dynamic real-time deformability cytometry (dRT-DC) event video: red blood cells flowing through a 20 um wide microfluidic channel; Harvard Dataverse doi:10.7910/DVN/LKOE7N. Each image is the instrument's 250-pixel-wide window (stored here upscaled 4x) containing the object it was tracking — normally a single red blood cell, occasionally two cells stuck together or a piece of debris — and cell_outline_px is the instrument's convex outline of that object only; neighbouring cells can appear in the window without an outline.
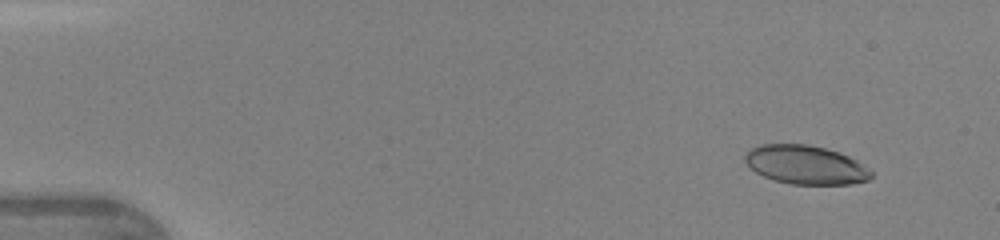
{"species": "human", "species_latin": "Homo sapiens", "temperature_condition": "warm", "stored_images_in_passage": 48, "camera_frame_rate_fps": 3000, "um_per_image_px": 0.085, "donor": {"sex": "female"}, "frame": {"image": 1, "passage_image": 5, "time_ms": 1.333, "image_size_px": [1000, 240], "cell_outline_px": [[872, 176], [868, 180], [852, 184], [792, 184], [776, 180], [764, 176], [756, 172], [744, 160], [744, 156], [752, 148], [760, 144], [804, 144], [824, 148], [848, 156], [856, 160], [872, 172]], "centroid_in_image_um": [68.47, 14.01], "position_along_channel_um": 16.5, "area_um2": 28.09}}
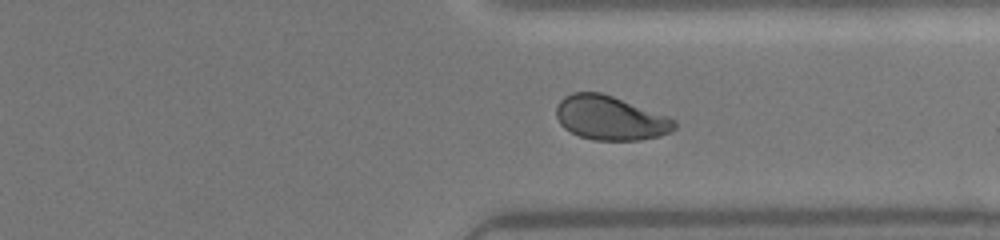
{"frame": {"image": 2, "passage_image": 37, "time_ms": 12.0, "image_size_px": [1000, 240], "cell_outline_px": [[676, 128], [672, 132], [660, 136], [640, 140], [592, 140], [580, 136], [564, 128], [560, 124], [556, 116], [556, 104], [564, 96], [572, 92], [600, 92], [612, 96], [668, 116], [676, 120]], "centroid_in_image_um": [51.87, 10.03], "position_along_channel_um": 359.5, "area_um2": 30.52}}
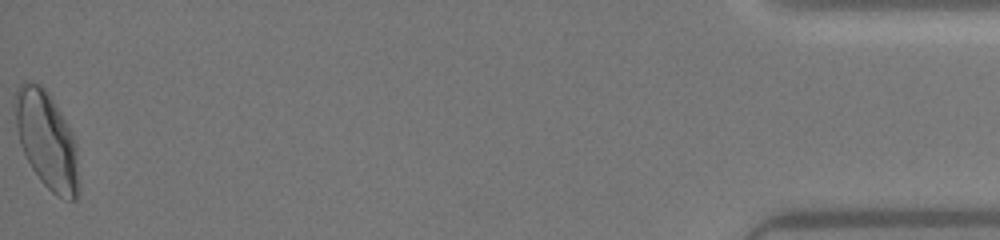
{"frame": {"image": 3, "passage_image": 48, "time_ms": 15.667, "image_size_px": [1000, 240], "cell_outline_px": [[80, 184], [76, 200], [68, 200], [56, 196], [40, 180], [32, 168], [20, 144], [16, 128], [12, 104], [16, 88], [24, 80], [28, 80], [40, 84], [48, 92], [72, 132], [76, 144]], "centroid_in_image_um": [3.96, 11.89], "position_along_channel_um": 431.2, "area_um2": 36.59}, "authors_computed_cell_mechanics": {"area_um2": 30.3739, "velocity_mm_per_s": 4.3372, "shape_relaxation_time_tau1_ms": 2.9104, "shape_relaxation_time_tau2_ms": 0.9427, "deformation_change_tau1": 0.1556, "deformation_change_tau2": 0.0611}}